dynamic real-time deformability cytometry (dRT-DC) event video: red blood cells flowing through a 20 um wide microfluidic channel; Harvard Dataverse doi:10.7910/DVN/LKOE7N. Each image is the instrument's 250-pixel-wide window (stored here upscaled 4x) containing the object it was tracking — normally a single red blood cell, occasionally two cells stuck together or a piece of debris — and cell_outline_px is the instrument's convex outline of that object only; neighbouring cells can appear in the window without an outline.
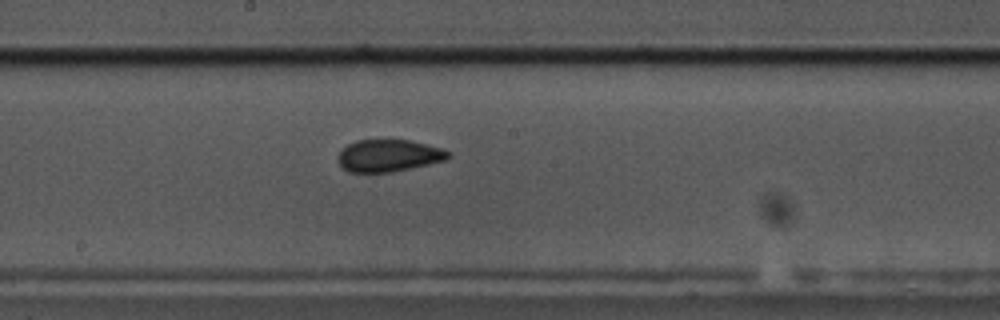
{"species": "common noctule bat (a hibernating species)", "species_latin": "Nyctalus noctula", "temperature_condition": "cold", "stored_images_in_passage": 50, "camera_frame_rate_fps": 3000, "um_per_image_px": 0.085, "animal": {"sex": "male", "body_mass_g": 17.5, "forearm_length_mm": 52.3}, "frame": {"image": 1, "passage_image": 23, "time_ms": 7.333, "image_size_px": [1000, 320], "cell_outline_px": [[452, 156], [448, 160], [412, 168], [392, 172], [348, 172], [336, 160], [336, 156], [348, 144], [356, 140], [412, 140], [444, 148], [452, 152]], "centroid_in_image_um": [33.1, 13.22], "position_along_channel_um": 215.1, "area_um2": 21.04}}
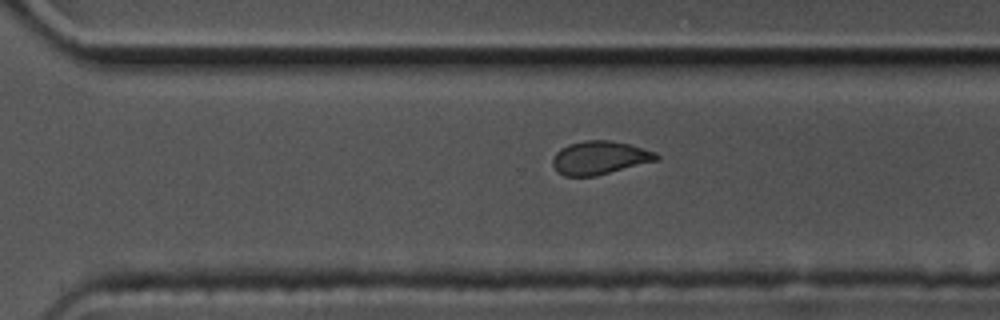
{"frame": {"image": 2, "passage_image": 32, "time_ms": 10.333, "image_size_px": [1000, 320], "cell_outline_px": [[660, 160], [596, 176], [564, 176], [556, 172], [552, 164], [552, 156], [560, 148], [568, 144], [584, 140], [608, 140], [632, 144], [656, 152], [660, 156]], "centroid_in_image_um": [50.98, 13.41], "position_along_channel_um": 319.6, "area_um2": 20.63}}
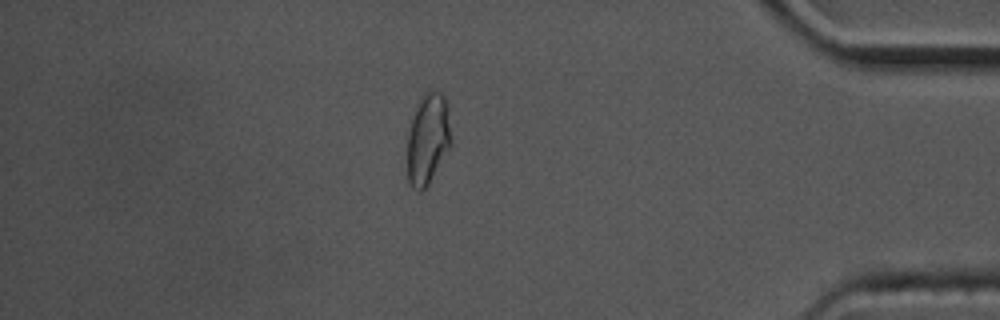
{"frame": {"image": 3, "passage_image": 42, "time_ms": 13.667, "image_size_px": [1000, 320], "cell_outline_px": [[452, 144], [428, 184], [420, 192], [412, 188], [408, 180], [408, 132], [420, 96], [428, 88], [432, 88], [440, 92], [444, 96], [448, 104], [452, 140]], "centroid_in_image_um": [36.4, 11.74], "position_along_channel_um": 398.8, "area_um2": 23.52}, "authors_computed_cell_mechanics": {"area_um2": 21.386, "velocity_mm_per_s": 3.4848, "shape_relaxation_time_tau1_ms": null, "shape_relaxation_time_tau2_ms": 1.4044, "deformation_change_tau1": null, "deformation_change_tau2": 0.0544}}